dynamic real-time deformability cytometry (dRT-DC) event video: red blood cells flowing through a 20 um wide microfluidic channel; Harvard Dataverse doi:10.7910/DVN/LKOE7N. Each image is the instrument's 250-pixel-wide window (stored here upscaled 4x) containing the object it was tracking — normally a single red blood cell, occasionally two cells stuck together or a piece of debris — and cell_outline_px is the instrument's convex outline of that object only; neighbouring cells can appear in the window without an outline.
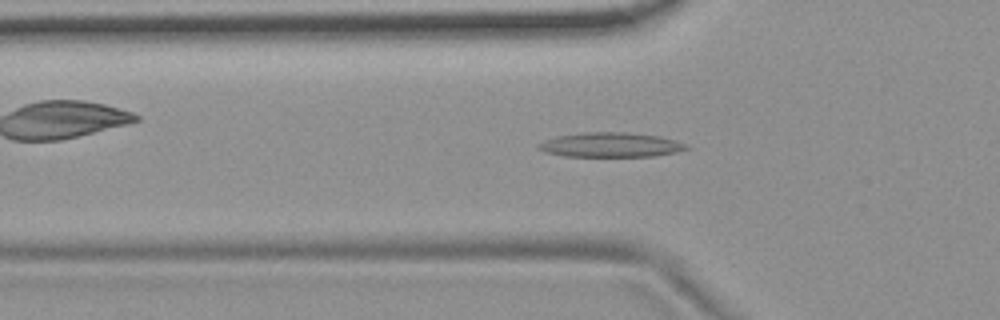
{"species": "common noctule bat (a hibernating species)", "species_latin": "Nyctalus noctula", "temperature_condition": "room temperature", "stored_images_in_passage": 54, "camera_frame_rate_fps": 3000, "um_per_image_px": 0.085, "animal": {"sex": "female", "body_mass_g": 19.9}, "frame": {"image": 1, "passage_image": 18, "time_ms": 5.667, "image_size_px": [1000, 320], "cell_outline_px": [[692, 148], [676, 152], [652, 156], [564, 156], [544, 152], [536, 148], [536, 144], [544, 140], [556, 136], [584, 132], [628, 132], [660, 136], [684, 144]], "centroid_in_image_um": [51.84, 12.31], "position_along_channel_um": 74.0, "area_um2": 21.21}}
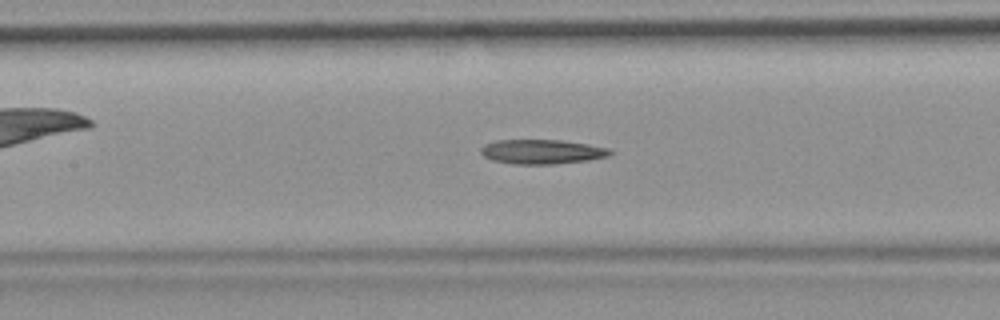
{"frame": {"image": 2, "passage_image": 25, "time_ms": 8.0, "image_size_px": [1000, 320], "cell_outline_px": [[612, 152], [608, 156], [588, 160], [556, 164], [512, 164], [492, 160], [484, 156], [480, 152], [480, 148], [484, 144], [496, 140], [560, 140], [588, 144], [608, 148]], "centroid_in_image_um": [46.03, 12.9], "position_along_channel_um": 161.4, "area_um2": 18.44}}
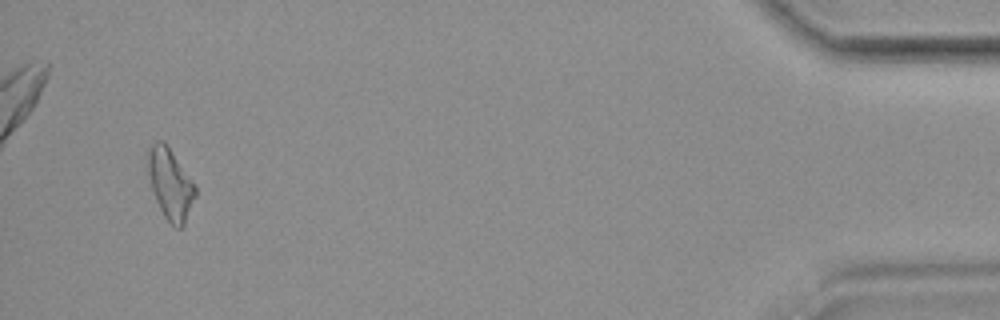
{"frame": {"image": 3, "passage_image": 52, "time_ms": 17.0, "image_size_px": [1000, 320], "cell_outline_px": [[196, 196], [184, 224], [180, 228], [176, 228], [164, 216], [156, 200], [152, 188], [148, 172], [148, 148], [156, 140], [164, 140], [196, 188]], "centroid_in_image_um": [14.46, 15.63], "position_along_channel_um": 420.7, "area_um2": 19.07}, "authors_computed_cell_mechanics": {"area_um2": 18.9584, "velocity_mm_per_s": 3.7236, "shape_relaxation_time_tau1_ms": null, "shape_relaxation_time_tau2_ms": 9.5278, "deformation_change_tau1": null, "deformation_change_tau2": 0.2383}}